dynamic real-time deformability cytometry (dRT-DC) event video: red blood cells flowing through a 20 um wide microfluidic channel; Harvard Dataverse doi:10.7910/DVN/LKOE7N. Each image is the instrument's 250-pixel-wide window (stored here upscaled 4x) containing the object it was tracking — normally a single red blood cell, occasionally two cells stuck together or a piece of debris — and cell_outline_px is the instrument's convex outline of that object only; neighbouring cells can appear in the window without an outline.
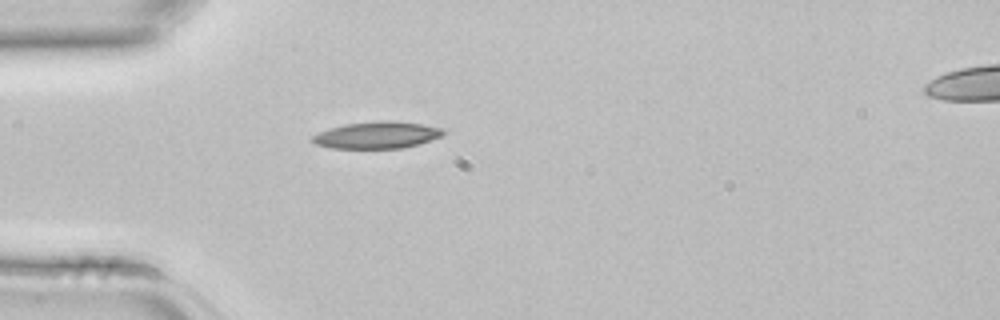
{"species": "common noctule bat (a hibernating species)", "species_latin": "Nyctalus noctula", "temperature_condition": "room temperature", "stored_images_in_passage": 4, "camera_frame_rate_fps": 3000, "um_per_image_px": 0.085, "animal": {"sex": "female", "body_mass_g": 22.7, "forearm_length_mm": 54.2}, "frame": {"image": 1, "passage_image": 4, "time_ms": 1.0, "image_size_px": [1000, 320], "cell_outline_px": [[444, 136], [404, 148], [332, 148], [316, 144], [312, 140], [312, 136], [328, 128], [344, 124], [380, 120], [396, 120], [444, 128]], "centroid_in_image_um": [32.07, 11.47], "position_along_channel_um": 52.9, "area_um2": 20.58}}